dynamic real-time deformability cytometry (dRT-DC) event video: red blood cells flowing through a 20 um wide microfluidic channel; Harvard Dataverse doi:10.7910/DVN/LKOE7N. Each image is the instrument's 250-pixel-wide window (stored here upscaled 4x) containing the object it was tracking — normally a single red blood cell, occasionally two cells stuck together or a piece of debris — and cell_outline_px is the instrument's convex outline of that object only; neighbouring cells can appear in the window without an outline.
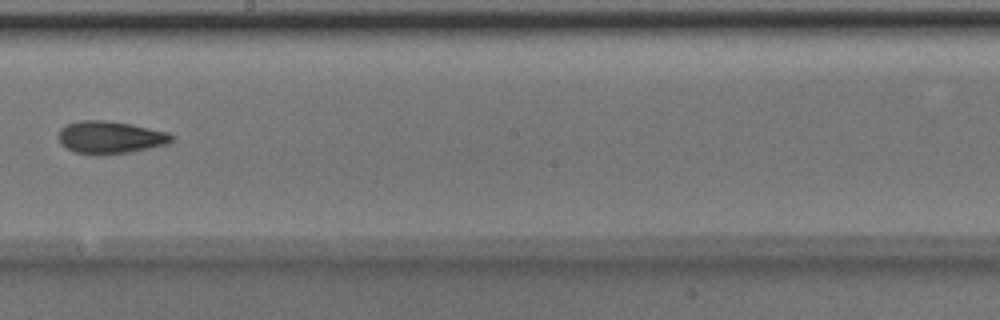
{"species": "Egyptian fruit bat (a non-hibernating species)", "species_latin": "Rousettus aegyptiacus", "temperature_condition": "room temperature", "stored_images_in_passage": 8, "camera_frame_rate_fps": 3000, "um_per_image_px": 0.085, "animal": {"sex": "male"}, "frame": {"image": 1, "passage_image": 8, "time_ms": 2.333, "image_size_px": [1000, 320], "cell_outline_px": [[176, 136], [168, 144], [152, 148], [128, 152], [100, 156], [92, 156], [76, 152], [60, 144], [56, 136], [60, 128], [64, 124], [80, 120], [108, 120], [132, 124], [168, 132]], "centroid_in_image_um": [9.34, 11.68], "position_along_channel_um": 238.9, "area_um2": 22.08}}